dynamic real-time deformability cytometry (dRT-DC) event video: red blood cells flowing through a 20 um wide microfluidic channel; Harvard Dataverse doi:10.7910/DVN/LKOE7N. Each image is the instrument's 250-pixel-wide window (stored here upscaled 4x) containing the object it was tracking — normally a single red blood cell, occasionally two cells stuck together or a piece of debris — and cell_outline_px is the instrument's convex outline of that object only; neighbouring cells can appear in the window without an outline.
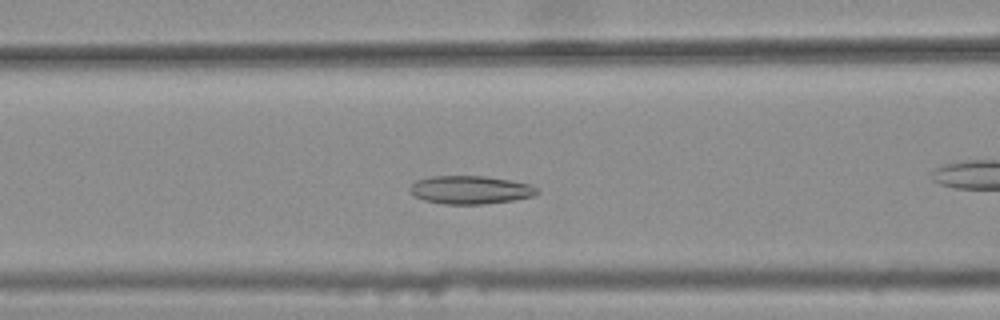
{"species": "common noctule bat (a hibernating species)", "species_latin": "Nyctalus noctula", "temperature_condition": "warm", "stored_images_in_passage": 32, "camera_frame_rate_fps": 3000, "um_per_image_px": 0.085, "animal": {"sex": "female", "body_mass_g": 25.1}, "frame": {"image": 1, "passage_image": 8, "time_ms": 2.333, "image_size_px": [1000, 320], "cell_outline_px": [[540, 192], [532, 196], [512, 200], [484, 204], [444, 204], [424, 200], [412, 196], [408, 188], [416, 180], [432, 176], [484, 176], [532, 184], [540, 188]], "centroid_in_image_um": [39.97, 16.14], "position_along_channel_um": 126.6, "area_um2": 21.04}}
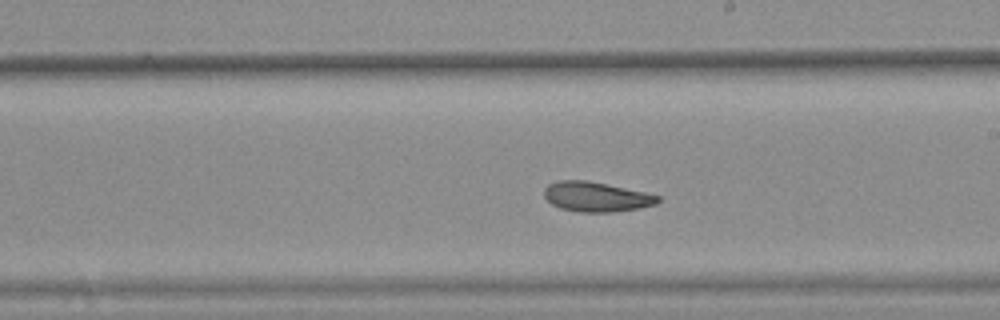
{"frame": {"image": 2, "passage_image": 17, "time_ms": 5.333, "image_size_px": [1000, 320], "cell_outline_px": [[660, 200], [656, 204], [640, 208], [612, 212], [580, 212], [560, 208], [552, 204], [544, 196], [544, 188], [548, 184], [556, 180], [588, 180], [644, 192], [660, 196]], "centroid_in_image_um": [50.66, 16.72], "position_along_channel_um": 238.3, "area_um2": 19.77}}
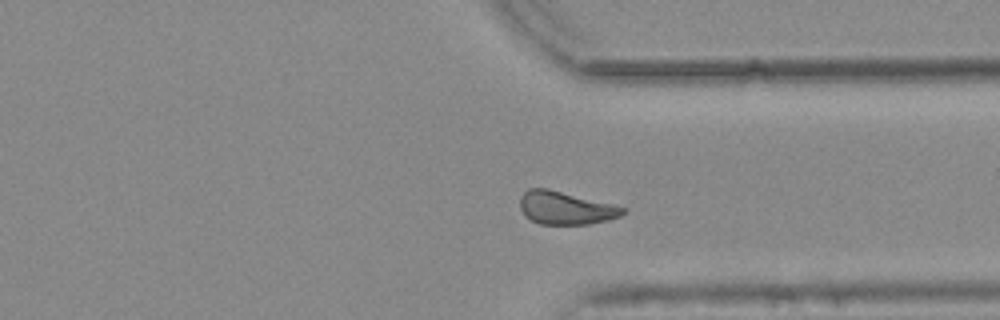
{"frame": {"image": 3, "passage_image": 27, "time_ms": 8.667, "image_size_px": [1000, 320], "cell_outline_px": [[628, 212], [620, 216], [608, 220], [588, 224], [540, 224], [524, 216], [520, 208], [520, 196], [528, 188], [548, 188], [616, 204], [628, 208]], "centroid_in_image_um": [48.12, 17.66], "position_along_channel_um": 363.3, "area_um2": 20.17}, "authors_computed_cell_mechanics": {"area_um2": 20.0855, "velocity_mm_per_s": 3.7354, "shape_relaxation_time_tau1_ms": null, "shape_relaxation_time_tau2_ms": 2.8637, "deformation_change_tau1": null, "deformation_change_tau2": 0.0842}}